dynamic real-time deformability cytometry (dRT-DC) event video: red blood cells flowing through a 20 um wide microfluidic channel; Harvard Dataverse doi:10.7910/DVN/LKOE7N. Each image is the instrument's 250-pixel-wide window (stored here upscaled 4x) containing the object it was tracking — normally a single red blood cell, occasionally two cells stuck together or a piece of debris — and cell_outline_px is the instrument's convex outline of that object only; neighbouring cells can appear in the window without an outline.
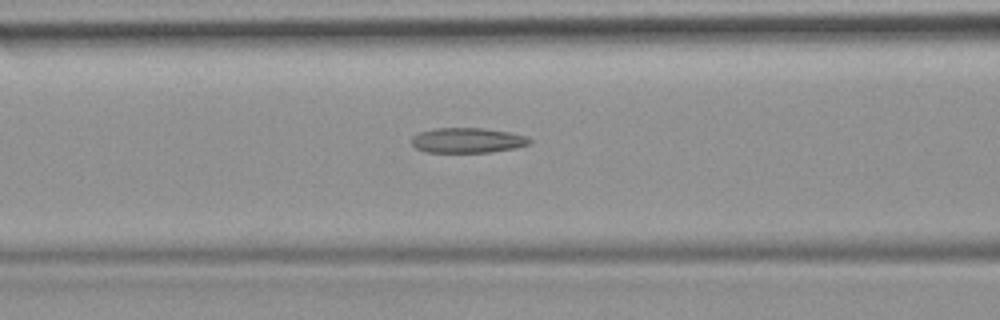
{"species": "common noctule bat (a hibernating species)", "species_latin": "Nyctalus noctula", "temperature_condition": "room temperature", "stored_images_in_passage": 32, "camera_frame_rate_fps": 3000, "um_per_image_px": 0.085, "animal": {"sex": "female", "body_mass_g": 19.9}, "frame": {"image": 1, "passage_image": 5, "time_ms": 1.333, "image_size_px": [1000, 320], "cell_outline_px": [[532, 140], [528, 144], [516, 148], [492, 152], [424, 152], [416, 148], [412, 144], [412, 136], [420, 132], [436, 128], [484, 128], [512, 132], [524, 136]], "centroid_in_image_um": [39.74, 11.93], "position_along_channel_um": 126.9, "area_um2": 17.28}}